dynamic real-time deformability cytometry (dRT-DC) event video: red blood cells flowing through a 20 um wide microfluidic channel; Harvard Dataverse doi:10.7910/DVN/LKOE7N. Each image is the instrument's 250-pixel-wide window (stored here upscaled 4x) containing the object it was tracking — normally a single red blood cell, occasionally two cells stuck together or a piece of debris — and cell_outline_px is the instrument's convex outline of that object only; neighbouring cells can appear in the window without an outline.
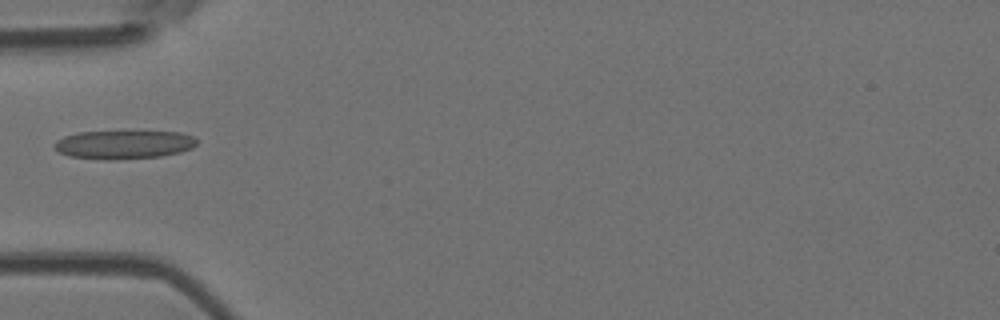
{"species": "Egyptian fruit bat (a non-hibernating species)", "species_latin": "Rousettus aegyptiacus", "temperature_condition": "room temperature", "stored_images_in_passage": 6, "camera_frame_rate_fps": 3000, "um_per_image_px": 0.085, "animal": {"sex": "female"}, "frame": {"image": 1, "passage_image": 5, "time_ms": 4.667, "image_size_px": [1000, 320], "cell_outline_px": [[196, 144], [192, 148], [180, 152], [160, 156], [116, 160], [104, 160], [68, 156], [60, 152], [56, 148], [56, 140], [64, 136], [80, 132], [180, 132], [192, 136], [196, 140]], "centroid_in_image_um": [10.52, 12.3], "position_along_channel_um": 74.5, "area_um2": 23.47}}
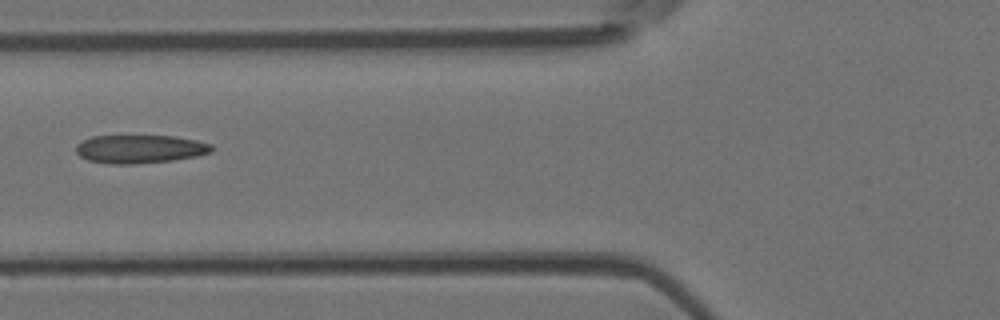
{"frame": {"image": 2, "passage_image": 6, "time_ms": 5.667, "image_size_px": [1000, 320], "cell_outline_px": [[212, 152], [196, 156], [172, 160], [132, 164], [112, 164], [88, 160], [80, 156], [76, 152], [76, 144], [92, 136], [176, 136], [196, 140], [212, 144]], "centroid_in_image_um": [11.89, 12.66], "position_along_channel_um": 113.9, "area_um2": 22.31}}